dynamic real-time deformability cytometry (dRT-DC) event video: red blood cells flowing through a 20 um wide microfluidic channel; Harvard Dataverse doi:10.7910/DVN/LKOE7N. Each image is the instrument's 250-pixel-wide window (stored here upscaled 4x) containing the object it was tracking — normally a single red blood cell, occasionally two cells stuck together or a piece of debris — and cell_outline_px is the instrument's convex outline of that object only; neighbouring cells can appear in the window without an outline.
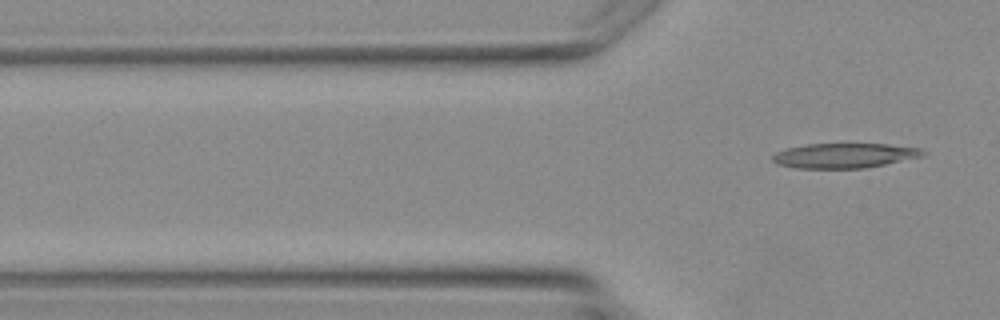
{"species": "Egyptian fruit bat (a non-hibernating species)", "species_latin": "Rousettus aegyptiacus", "temperature_condition": "warm", "stored_images_in_passage": 3, "camera_frame_rate_fps": 3000, "um_per_image_px": 0.085, "animal": {"sex": "female"}, "frame": {"image": 1, "passage_image": 3, "time_ms": 3.333, "image_size_px": [1000, 320], "cell_outline_px": [[928, 152], [924, 156], [864, 168], [796, 168], [776, 164], [772, 160], [772, 156], [776, 152], [788, 148], [808, 144], [888, 144], [920, 148]], "centroid_in_image_um": [71.79, 13.22], "position_along_channel_um": 54.0, "area_um2": 21.68}}